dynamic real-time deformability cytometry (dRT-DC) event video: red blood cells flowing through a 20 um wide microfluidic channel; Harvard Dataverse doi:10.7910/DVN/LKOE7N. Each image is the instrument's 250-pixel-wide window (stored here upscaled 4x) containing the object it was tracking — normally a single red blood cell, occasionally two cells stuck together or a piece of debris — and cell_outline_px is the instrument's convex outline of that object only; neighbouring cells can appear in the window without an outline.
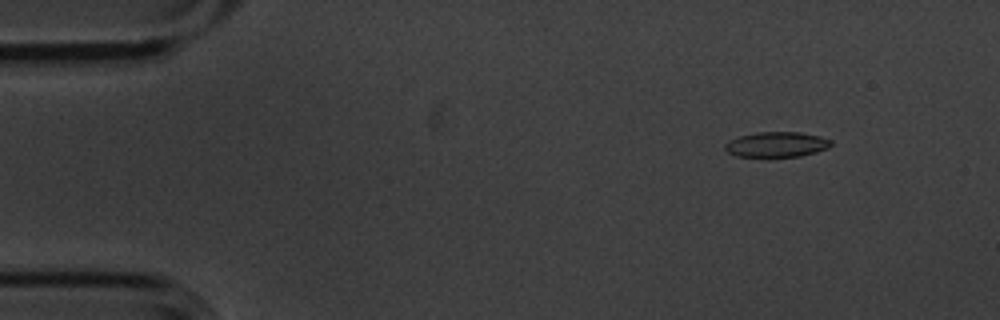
{"species": "common noctule bat (a hibernating species)", "species_latin": "Nyctalus noctula", "temperature_condition": "cold", "stored_images_in_passage": 4, "camera_frame_rate_fps": 3000, "um_per_image_px": 0.085, "animal": {"sex": "male", "body_mass_g": 20.1, "forearm_length_mm": 53.5}, "frame": {"image": 1, "passage_image": 2, "time_ms": 0.333, "image_size_px": [1000, 320], "cell_outline_px": [[832, 144], [828, 148], [816, 152], [800, 156], [736, 156], [728, 152], [724, 148], [724, 144], [728, 140], [740, 136], [756, 132], [800, 132], [820, 136], [832, 140]], "centroid_in_image_um": [66.02, 12.27], "position_along_channel_um": 19.0, "area_um2": 15.55}}